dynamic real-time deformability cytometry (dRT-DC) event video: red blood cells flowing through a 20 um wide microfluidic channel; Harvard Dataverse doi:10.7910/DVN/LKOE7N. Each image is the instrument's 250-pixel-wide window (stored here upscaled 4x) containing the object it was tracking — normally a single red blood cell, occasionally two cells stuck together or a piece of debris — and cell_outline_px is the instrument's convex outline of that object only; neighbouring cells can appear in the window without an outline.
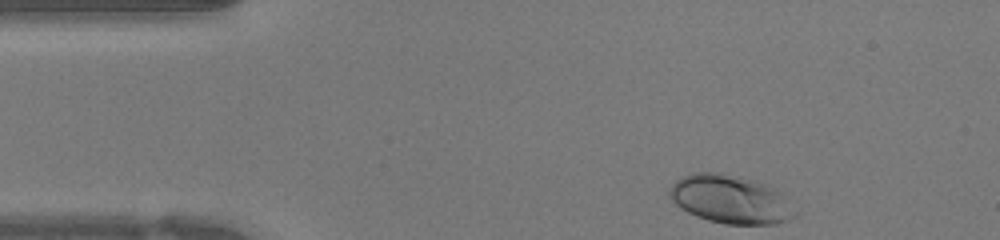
{"species": "human", "species_latin": "Homo sapiens", "temperature_condition": "warm", "stored_images_in_passage": 30, "camera_frame_rate_fps": 3000, "um_per_image_px": 0.085, "donor": {"sex": "female"}, "frame": {"image": 1, "passage_image": 1, "time_ms": 0.0, "image_size_px": [1000, 240], "cell_outline_px": [[800, 216], [776, 224], [724, 224], [708, 220], [696, 216], [680, 208], [668, 196], [668, 192], [672, 184], [676, 180], [692, 172], [724, 172], [756, 180], [768, 184], [776, 188], [780, 192]], "centroid_in_image_um": [62.11, 16.93], "position_along_channel_um": 22.9, "area_um2": 35.89}}
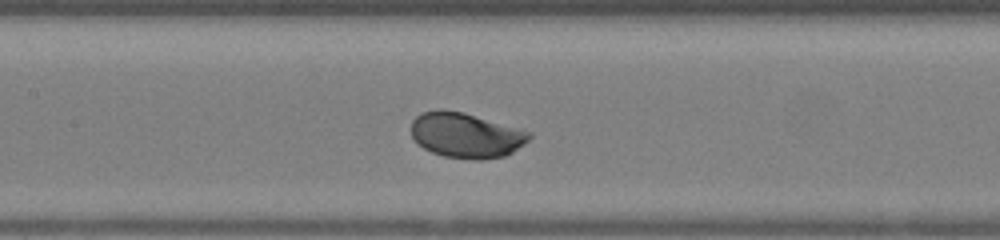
{"frame": {"image": 2, "passage_image": 14, "time_ms": 4.333, "image_size_px": [1000, 240], "cell_outline_px": [[532, 136], [524, 144], [512, 152], [504, 156], [480, 160], [472, 160], [444, 156], [432, 152], [424, 148], [412, 136], [412, 120], [420, 112], [436, 108], [444, 108], [464, 112], [520, 128], [532, 132]], "centroid_in_image_um": [39.61, 11.47], "position_along_channel_um": 167.8, "area_um2": 31.39}}
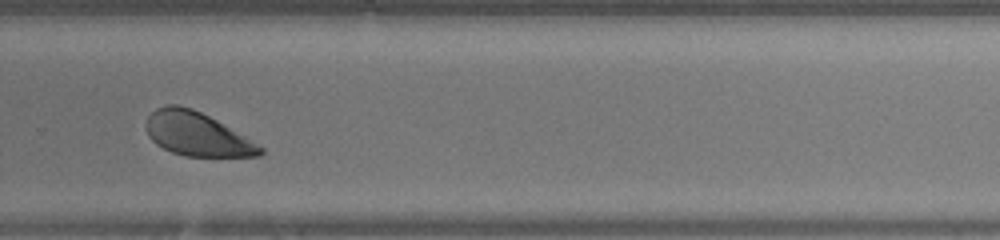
{"frame": {"image": 3, "passage_image": 23, "time_ms": 7.333, "image_size_px": [1000, 240], "cell_outline_px": [[264, 152], [260, 156], [184, 156], [172, 152], [156, 144], [148, 136], [144, 128], [144, 124], [148, 116], [156, 108], [168, 104], [176, 104], [192, 108], [216, 120], [260, 144], [264, 148]], "centroid_in_image_um": [16.72, 11.39], "position_along_channel_um": 313.1, "area_um2": 29.13}}